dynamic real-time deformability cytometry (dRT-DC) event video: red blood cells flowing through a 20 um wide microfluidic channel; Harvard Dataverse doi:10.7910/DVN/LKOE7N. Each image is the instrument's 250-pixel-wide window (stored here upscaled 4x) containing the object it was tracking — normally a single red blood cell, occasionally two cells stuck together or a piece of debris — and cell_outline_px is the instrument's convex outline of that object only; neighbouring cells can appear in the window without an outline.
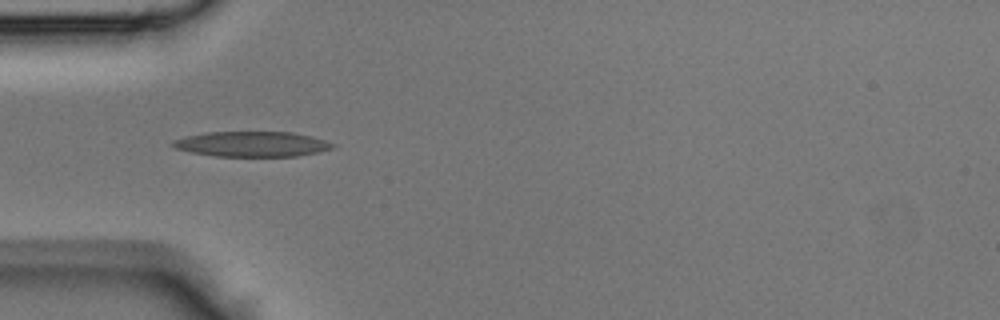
{"species": "Egyptian fruit bat (a non-hibernating species)", "species_latin": "Rousettus aegyptiacus", "temperature_condition": "room temperature", "stored_images_in_passage": 42, "camera_frame_rate_fps": 3000, "um_per_image_px": 0.085, "animal": {"sex": "male"}, "frame": {"image": 1, "passage_image": 12, "time_ms": 3.667, "image_size_px": [1000, 320], "cell_outline_px": [[336, 144], [332, 148], [316, 152], [296, 156], [216, 156], [192, 152], [176, 148], [172, 144], [172, 140], [184, 136], [204, 132], [292, 132], [312, 136]], "centroid_in_image_um": [21.39, 12.23], "position_along_channel_um": 63.6, "area_um2": 23.35}}
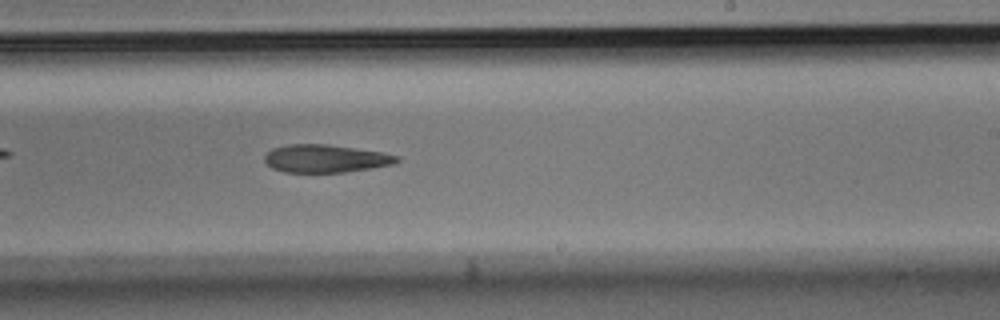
{"frame": {"image": 2, "passage_image": 25, "time_ms": 8.0, "image_size_px": [1000, 320], "cell_outline_px": [[400, 160], [392, 164], [372, 168], [344, 172], [284, 172], [272, 168], [264, 160], [264, 156], [272, 148], [288, 144], [328, 144], [384, 152], [400, 156]], "centroid_in_image_um": [27.69, 13.47], "position_along_channel_um": 261.3, "area_um2": 21.56}}
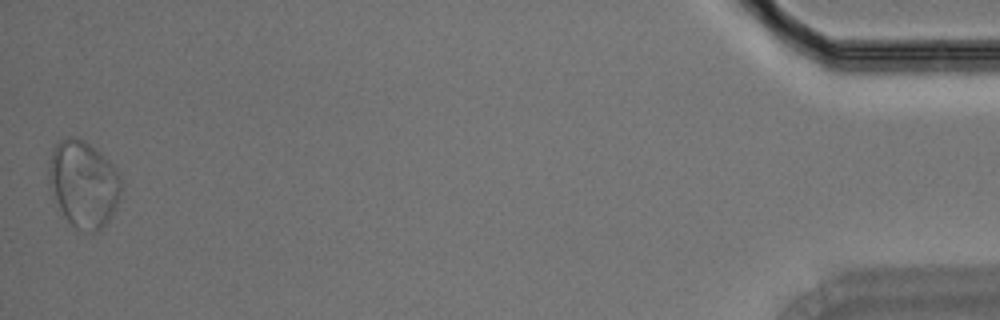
{"frame": {"image": 3, "passage_image": 42, "time_ms": 13.667, "image_size_px": [1000, 320], "cell_outline_px": [[124, 184], [116, 208], [108, 220], [100, 228], [92, 232], [88, 232], [76, 228], [68, 220], [60, 208], [48, 184], [48, 164], [52, 148], [60, 140], [68, 136], [72, 136], [84, 140], [108, 160], [116, 168]], "centroid_in_image_um": [7.1, 15.6], "position_along_channel_um": 428.1, "area_um2": 36.53}}